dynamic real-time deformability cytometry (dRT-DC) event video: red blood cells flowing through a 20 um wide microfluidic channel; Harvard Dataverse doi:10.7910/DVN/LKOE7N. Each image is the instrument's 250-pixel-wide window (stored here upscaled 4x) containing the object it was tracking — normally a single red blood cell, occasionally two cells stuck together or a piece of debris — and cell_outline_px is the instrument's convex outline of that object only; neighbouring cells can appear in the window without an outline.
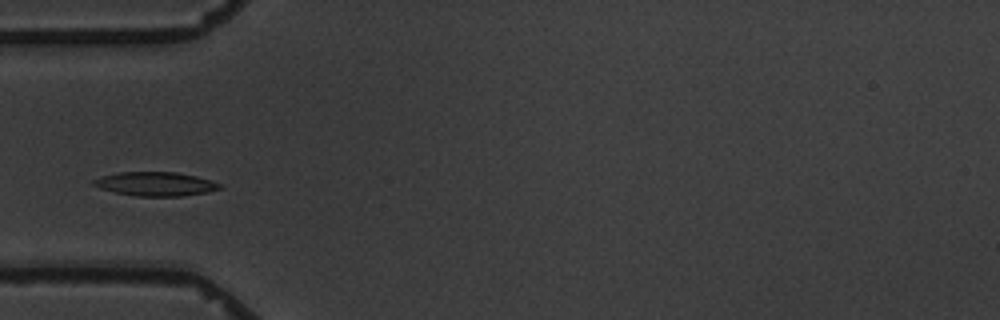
{"species": "common noctule bat (a hibernating species)", "species_latin": "Nyctalus noctula", "temperature_condition": "warm", "stored_images_in_passage": 10, "camera_frame_rate_fps": 3000, "um_per_image_px": 0.085, "animal": {"sex": "male", "body_mass_g": 19.5, "forearm_length_mm": 54.6}, "frame": {"image": 1, "passage_image": 3, "time_ms": 3.667, "image_size_px": [1000, 320], "cell_outline_px": [[224, 188], [208, 192], [180, 196], [136, 196], [116, 192], [100, 188], [92, 184], [92, 180], [104, 176], [120, 172], [176, 172], [196, 176], [220, 184]], "centroid_in_image_um": [13.23, 15.64], "position_along_channel_um": 71.8, "area_um2": 17.4}}
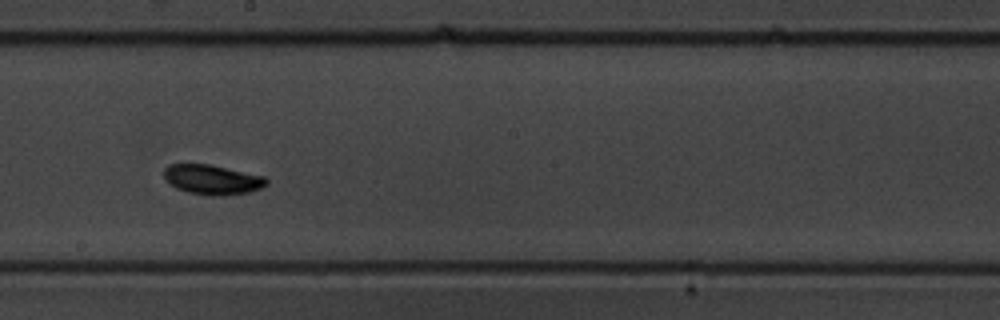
{"frame": {"image": 2, "passage_image": 7, "time_ms": 8.333, "image_size_px": [1000, 320], "cell_outline_px": [[268, 184], [260, 188], [248, 192], [220, 196], [208, 196], [188, 192], [176, 188], [164, 180], [164, 168], [168, 164], [208, 164], [264, 176], [268, 180]], "centroid_in_image_um": [18.01, 15.27], "position_along_channel_um": 230.2, "area_um2": 17.8}}
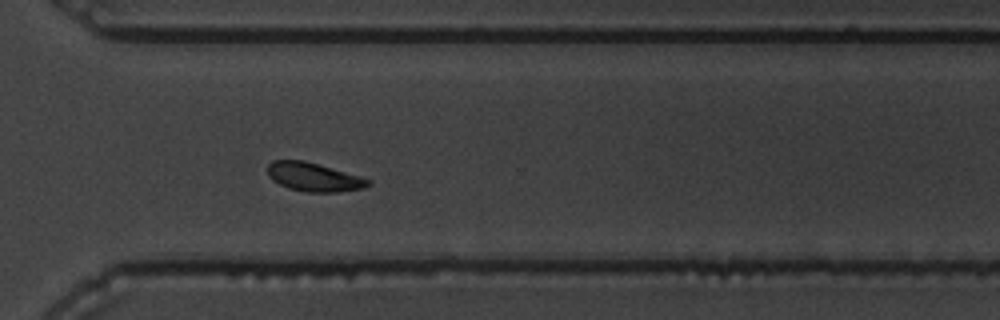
{"frame": {"image": 3, "passage_image": 10, "time_ms": 11.667, "image_size_px": [1000, 320], "cell_outline_px": [[372, 184], [364, 188], [336, 192], [308, 192], [288, 188], [272, 180], [268, 176], [268, 164], [272, 160], [304, 160], [360, 176], [372, 180]], "centroid_in_image_um": [26.68, 15.05], "position_along_channel_um": 343.9, "area_um2": 16.82}}